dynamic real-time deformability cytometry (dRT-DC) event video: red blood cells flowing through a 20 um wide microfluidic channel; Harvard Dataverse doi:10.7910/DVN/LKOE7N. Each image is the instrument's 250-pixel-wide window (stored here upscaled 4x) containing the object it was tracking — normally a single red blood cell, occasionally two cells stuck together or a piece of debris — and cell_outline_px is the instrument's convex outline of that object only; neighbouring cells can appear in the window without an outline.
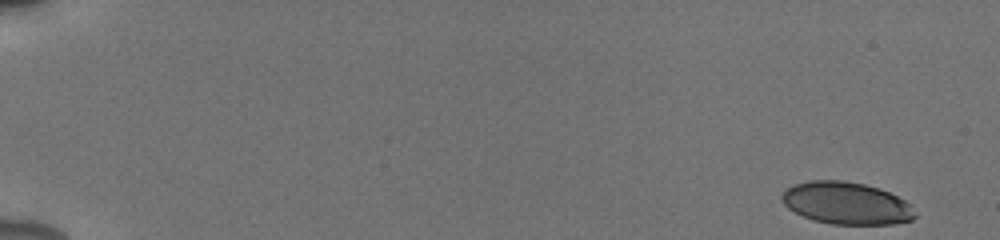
{"species": "human", "species_latin": "Homo sapiens", "temperature_condition": "cold", "stored_images_in_passage": 17, "camera_frame_rate_fps": 3000, "um_per_image_px": 0.085, "donor": {"sex": "male"}, "frame": {"image": 1, "passage_image": 1, "time_ms": 0.0, "image_size_px": [1000, 240], "cell_outline_px": [[916, 216], [912, 220], [892, 224], [832, 224], [816, 220], [804, 216], [788, 208], [784, 204], [780, 196], [792, 184], [808, 180], [844, 180], [864, 184], [880, 188], [912, 204], [916, 212]], "centroid_in_image_um": [71.96, 17.26], "position_along_channel_um": 13.0, "area_um2": 32.83}}
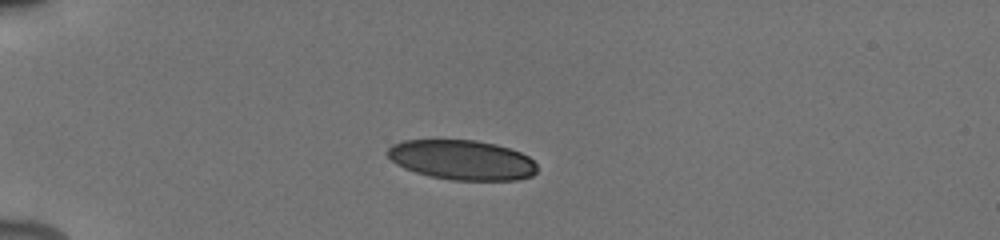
{"frame": {"image": 2, "passage_image": 14, "time_ms": 4.333, "image_size_px": [1000, 240], "cell_outline_px": [[536, 172], [532, 176], [516, 180], [452, 180], [432, 176], [416, 172], [404, 168], [396, 164], [388, 156], [388, 148], [392, 144], [404, 140], [476, 140], [496, 144], [520, 152], [528, 156], [536, 164]], "centroid_in_image_um": [39.27, 13.59], "position_along_channel_um": 45.7, "area_um2": 34.56}}